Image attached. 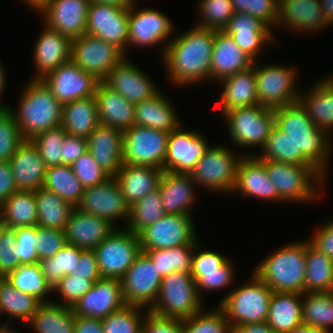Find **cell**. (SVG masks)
<instances>
[{
	"label": "cell",
	"instance_id": "1",
	"mask_svg": "<svg viewBox=\"0 0 333 333\" xmlns=\"http://www.w3.org/2000/svg\"><path fill=\"white\" fill-rule=\"evenodd\" d=\"M215 31L195 25L177 37L172 36L162 56L172 86L185 87L210 80Z\"/></svg>",
	"mask_w": 333,
	"mask_h": 333
},
{
	"label": "cell",
	"instance_id": "2",
	"mask_svg": "<svg viewBox=\"0 0 333 333\" xmlns=\"http://www.w3.org/2000/svg\"><path fill=\"white\" fill-rule=\"evenodd\" d=\"M275 124L294 142V165L314 166L327 176L332 136L316 127L299 102L274 109Z\"/></svg>",
	"mask_w": 333,
	"mask_h": 333
},
{
	"label": "cell",
	"instance_id": "3",
	"mask_svg": "<svg viewBox=\"0 0 333 333\" xmlns=\"http://www.w3.org/2000/svg\"><path fill=\"white\" fill-rule=\"evenodd\" d=\"M20 92L19 102L14 115L16 123L25 140L37 134L61 126L63 105L53 96L50 88L42 79H31Z\"/></svg>",
	"mask_w": 333,
	"mask_h": 333
},
{
	"label": "cell",
	"instance_id": "4",
	"mask_svg": "<svg viewBox=\"0 0 333 333\" xmlns=\"http://www.w3.org/2000/svg\"><path fill=\"white\" fill-rule=\"evenodd\" d=\"M307 240L276 248L255 266L253 273L274 292L304 294Z\"/></svg>",
	"mask_w": 333,
	"mask_h": 333
},
{
	"label": "cell",
	"instance_id": "5",
	"mask_svg": "<svg viewBox=\"0 0 333 333\" xmlns=\"http://www.w3.org/2000/svg\"><path fill=\"white\" fill-rule=\"evenodd\" d=\"M250 278L229 290L218 303L232 331L243 324L267 321L273 290L253 272Z\"/></svg>",
	"mask_w": 333,
	"mask_h": 333
},
{
	"label": "cell",
	"instance_id": "6",
	"mask_svg": "<svg viewBox=\"0 0 333 333\" xmlns=\"http://www.w3.org/2000/svg\"><path fill=\"white\" fill-rule=\"evenodd\" d=\"M269 179L274 183L279 197L290 203H312L325 184V176L314 166L294 165L273 160H261ZM318 191V192H317Z\"/></svg>",
	"mask_w": 333,
	"mask_h": 333
},
{
	"label": "cell",
	"instance_id": "7",
	"mask_svg": "<svg viewBox=\"0 0 333 333\" xmlns=\"http://www.w3.org/2000/svg\"><path fill=\"white\" fill-rule=\"evenodd\" d=\"M202 299L192 275L174 271L162 278L158 297L149 311L183 320L204 309Z\"/></svg>",
	"mask_w": 333,
	"mask_h": 333
},
{
	"label": "cell",
	"instance_id": "8",
	"mask_svg": "<svg viewBox=\"0 0 333 333\" xmlns=\"http://www.w3.org/2000/svg\"><path fill=\"white\" fill-rule=\"evenodd\" d=\"M236 154V155H235ZM239 154V155H238ZM244 155L226 146H212L204 152L190 173L197 186L211 193L231 194L235 188L237 169Z\"/></svg>",
	"mask_w": 333,
	"mask_h": 333
},
{
	"label": "cell",
	"instance_id": "9",
	"mask_svg": "<svg viewBox=\"0 0 333 333\" xmlns=\"http://www.w3.org/2000/svg\"><path fill=\"white\" fill-rule=\"evenodd\" d=\"M222 116L226 121L231 142L241 150L243 147L245 150L249 147L262 149L275 126L274 109L260 104L231 109Z\"/></svg>",
	"mask_w": 333,
	"mask_h": 333
},
{
	"label": "cell",
	"instance_id": "10",
	"mask_svg": "<svg viewBox=\"0 0 333 333\" xmlns=\"http://www.w3.org/2000/svg\"><path fill=\"white\" fill-rule=\"evenodd\" d=\"M258 62L260 59L255 61L258 104L276 109L297 103L301 91L296 79L297 69L282 64L262 65Z\"/></svg>",
	"mask_w": 333,
	"mask_h": 333
},
{
	"label": "cell",
	"instance_id": "11",
	"mask_svg": "<svg viewBox=\"0 0 333 333\" xmlns=\"http://www.w3.org/2000/svg\"><path fill=\"white\" fill-rule=\"evenodd\" d=\"M118 227L93 251L102 278L121 279L142 252L139 235Z\"/></svg>",
	"mask_w": 333,
	"mask_h": 333
},
{
	"label": "cell",
	"instance_id": "12",
	"mask_svg": "<svg viewBox=\"0 0 333 333\" xmlns=\"http://www.w3.org/2000/svg\"><path fill=\"white\" fill-rule=\"evenodd\" d=\"M168 132L133 125L123 131V164L164 169Z\"/></svg>",
	"mask_w": 333,
	"mask_h": 333
},
{
	"label": "cell",
	"instance_id": "13",
	"mask_svg": "<svg viewBox=\"0 0 333 333\" xmlns=\"http://www.w3.org/2000/svg\"><path fill=\"white\" fill-rule=\"evenodd\" d=\"M138 2L129 7V40L130 47H151L162 45L161 56L175 31L172 20L156 8H137ZM174 28V29H173Z\"/></svg>",
	"mask_w": 333,
	"mask_h": 333
},
{
	"label": "cell",
	"instance_id": "14",
	"mask_svg": "<svg viewBox=\"0 0 333 333\" xmlns=\"http://www.w3.org/2000/svg\"><path fill=\"white\" fill-rule=\"evenodd\" d=\"M126 54L117 46L89 34L72 40L71 60L102 82Z\"/></svg>",
	"mask_w": 333,
	"mask_h": 333
},
{
	"label": "cell",
	"instance_id": "15",
	"mask_svg": "<svg viewBox=\"0 0 333 333\" xmlns=\"http://www.w3.org/2000/svg\"><path fill=\"white\" fill-rule=\"evenodd\" d=\"M162 278L152 260L141 252L120 279L125 303L149 310L158 297Z\"/></svg>",
	"mask_w": 333,
	"mask_h": 333
},
{
	"label": "cell",
	"instance_id": "16",
	"mask_svg": "<svg viewBox=\"0 0 333 333\" xmlns=\"http://www.w3.org/2000/svg\"><path fill=\"white\" fill-rule=\"evenodd\" d=\"M86 34L117 46L127 57L129 7L91 1L88 8Z\"/></svg>",
	"mask_w": 333,
	"mask_h": 333
},
{
	"label": "cell",
	"instance_id": "17",
	"mask_svg": "<svg viewBox=\"0 0 333 333\" xmlns=\"http://www.w3.org/2000/svg\"><path fill=\"white\" fill-rule=\"evenodd\" d=\"M188 214H166L140 234L141 250L191 245L197 240L195 222Z\"/></svg>",
	"mask_w": 333,
	"mask_h": 333
},
{
	"label": "cell",
	"instance_id": "18",
	"mask_svg": "<svg viewBox=\"0 0 333 333\" xmlns=\"http://www.w3.org/2000/svg\"><path fill=\"white\" fill-rule=\"evenodd\" d=\"M76 208L102 217L116 228L117 220H125L127 226L130 217V205L126 202L114 177H110L96 186L84 188Z\"/></svg>",
	"mask_w": 333,
	"mask_h": 333
},
{
	"label": "cell",
	"instance_id": "19",
	"mask_svg": "<svg viewBox=\"0 0 333 333\" xmlns=\"http://www.w3.org/2000/svg\"><path fill=\"white\" fill-rule=\"evenodd\" d=\"M91 0H46L36 12L47 27L71 40L86 34L88 8Z\"/></svg>",
	"mask_w": 333,
	"mask_h": 333
},
{
	"label": "cell",
	"instance_id": "20",
	"mask_svg": "<svg viewBox=\"0 0 333 333\" xmlns=\"http://www.w3.org/2000/svg\"><path fill=\"white\" fill-rule=\"evenodd\" d=\"M42 80L62 105L94 96L100 82L71 59L48 73Z\"/></svg>",
	"mask_w": 333,
	"mask_h": 333
},
{
	"label": "cell",
	"instance_id": "21",
	"mask_svg": "<svg viewBox=\"0 0 333 333\" xmlns=\"http://www.w3.org/2000/svg\"><path fill=\"white\" fill-rule=\"evenodd\" d=\"M183 127L181 125L169 133L164 171L190 174L209 147L202 131L199 133Z\"/></svg>",
	"mask_w": 333,
	"mask_h": 333
},
{
	"label": "cell",
	"instance_id": "22",
	"mask_svg": "<svg viewBox=\"0 0 333 333\" xmlns=\"http://www.w3.org/2000/svg\"><path fill=\"white\" fill-rule=\"evenodd\" d=\"M125 305L121 280L101 278L73 305L72 310L76 316L103 319Z\"/></svg>",
	"mask_w": 333,
	"mask_h": 333
},
{
	"label": "cell",
	"instance_id": "23",
	"mask_svg": "<svg viewBox=\"0 0 333 333\" xmlns=\"http://www.w3.org/2000/svg\"><path fill=\"white\" fill-rule=\"evenodd\" d=\"M102 82L134 105L151 98L160 91L147 74L137 65L132 64L128 57L118 63Z\"/></svg>",
	"mask_w": 333,
	"mask_h": 333
},
{
	"label": "cell",
	"instance_id": "24",
	"mask_svg": "<svg viewBox=\"0 0 333 333\" xmlns=\"http://www.w3.org/2000/svg\"><path fill=\"white\" fill-rule=\"evenodd\" d=\"M254 197L268 202L284 201L279 197L274 183L269 179L264 163L256 155H244L239 162L236 184L232 193Z\"/></svg>",
	"mask_w": 333,
	"mask_h": 333
},
{
	"label": "cell",
	"instance_id": "25",
	"mask_svg": "<svg viewBox=\"0 0 333 333\" xmlns=\"http://www.w3.org/2000/svg\"><path fill=\"white\" fill-rule=\"evenodd\" d=\"M273 29L259 18L235 12L224 31L231 36L239 48L254 61L261 58L263 47L273 43ZM260 56V57H258Z\"/></svg>",
	"mask_w": 333,
	"mask_h": 333
},
{
	"label": "cell",
	"instance_id": "26",
	"mask_svg": "<svg viewBox=\"0 0 333 333\" xmlns=\"http://www.w3.org/2000/svg\"><path fill=\"white\" fill-rule=\"evenodd\" d=\"M275 27L306 33H317L323 30L327 27V23L320 0H278V17Z\"/></svg>",
	"mask_w": 333,
	"mask_h": 333
},
{
	"label": "cell",
	"instance_id": "27",
	"mask_svg": "<svg viewBox=\"0 0 333 333\" xmlns=\"http://www.w3.org/2000/svg\"><path fill=\"white\" fill-rule=\"evenodd\" d=\"M115 229L116 227L108 220L74 207L64 232L67 244L84 250H93Z\"/></svg>",
	"mask_w": 333,
	"mask_h": 333
},
{
	"label": "cell",
	"instance_id": "28",
	"mask_svg": "<svg viewBox=\"0 0 333 333\" xmlns=\"http://www.w3.org/2000/svg\"><path fill=\"white\" fill-rule=\"evenodd\" d=\"M34 45L33 61L35 75L31 79H42L48 73L71 58L72 40L45 24Z\"/></svg>",
	"mask_w": 333,
	"mask_h": 333
},
{
	"label": "cell",
	"instance_id": "29",
	"mask_svg": "<svg viewBox=\"0 0 333 333\" xmlns=\"http://www.w3.org/2000/svg\"><path fill=\"white\" fill-rule=\"evenodd\" d=\"M197 187L191 174L164 171L158 187L164 212L171 215H192L195 200L198 198Z\"/></svg>",
	"mask_w": 333,
	"mask_h": 333
},
{
	"label": "cell",
	"instance_id": "30",
	"mask_svg": "<svg viewBox=\"0 0 333 333\" xmlns=\"http://www.w3.org/2000/svg\"><path fill=\"white\" fill-rule=\"evenodd\" d=\"M87 150L99 166L114 177L123 165V131L99 124L87 138Z\"/></svg>",
	"mask_w": 333,
	"mask_h": 333
},
{
	"label": "cell",
	"instance_id": "31",
	"mask_svg": "<svg viewBox=\"0 0 333 333\" xmlns=\"http://www.w3.org/2000/svg\"><path fill=\"white\" fill-rule=\"evenodd\" d=\"M254 62L224 30L215 31L210 66L211 82L213 80L218 82L225 77L245 70Z\"/></svg>",
	"mask_w": 333,
	"mask_h": 333
},
{
	"label": "cell",
	"instance_id": "32",
	"mask_svg": "<svg viewBox=\"0 0 333 333\" xmlns=\"http://www.w3.org/2000/svg\"><path fill=\"white\" fill-rule=\"evenodd\" d=\"M19 191H36L43 186L46 165L31 140H25L10 159Z\"/></svg>",
	"mask_w": 333,
	"mask_h": 333
},
{
	"label": "cell",
	"instance_id": "33",
	"mask_svg": "<svg viewBox=\"0 0 333 333\" xmlns=\"http://www.w3.org/2000/svg\"><path fill=\"white\" fill-rule=\"evenodd\" d=\"M217 83H220V87L223 86L217 104L221 115L231 109L258 104L255 62L249 68L225 77Z\"/></svg>",
	"mask_w": 333,
	"mask_h": 333
},
{
	"label": "cell",
	"instance_id": "34",
	"mask_svg": "<svg viewBox=\"0 0 333 333\" xmlns=\"http://www.w3.org/2000/svg\"><path fill=\"white\" fill-rule=\"evenodd\" d=\"M321 79L308 92H300L298 102L316 127L333 135V76Z\"/></svg>",
	"mask_w": 333,
	"mask_h": 333
},
{
	"label": "cell",
	"instance_id": "35",
	"mask_svg": "<svg viewBox=\"0 0 333 333\" xmlns=\"http://www.w3.org/2000/svg\"><path fill=\"white\" fill-rule=\"evenodd\" d=\"M176 110L170 98L159 91L135 105L134 125L170 133L182 125Z\"/></svg>",
	"mask_w": 333,
	"mask_h": 333
},
{
	"label": "cell",
	"instance_id": "36",
	"mask_svg": "<svg viewBox=\"0 0 333 333\" xmlns=\"http://www.w3.org/2000/svg\"><path fill=\"white\" fill-rule=\"evenodd\" d=\"M100 124L117 128L121 131L134 125L135 105L118 92L99 82L95 92Z\"/></svg>",
	"mask_w": 333,
	"mask_h": 333
},
{
	"label": "cell",
	"instance_id": "37",
	"mask_svg": "<svg viewBox=\"0 0 333 333\" xmlns=\"http://www.w3.org/2000/svg\"><path fill=\"white\" fill-rule=\"evenodd\" d=\"M164 169L123 164L114 176L126 202L132 206L159 187Z\"/></svg>",
	"mask_w": 333,
	"mask_h": 333
},
{
	"label": "cell",
	"instance_id": "38",
	"mask_svg": "<svg viewBox=\"0 0 333 333\" xmlns=\"http://www.w3.org/2000/svg\"><path fill=\"white\" fill-rule=\"evenodd\" d=\"M266 322L276 333H288L302 324V294L273 291Z\"/></svg>",
	"mask_w": 333,
	"mask_h": 333
},
{
	"label": "cell",
	"instance_id": "39",
	"mask_svg": "<svg viewBox=\"0 0 333 333\" xmlns=\"http://www.w3.org/2000/svg\"><path fill=\"white\" fill-rule=\"evenodd\" d=\"M99 124L95 96L63 105L61 126L68 135L88 138Z\"/></svg>",
	"mask_w": 333,
	"mask_h": 333
},
{
	"label": "cell",
	"instance_id": "40",
	"mask_svg": "<svg viewBox=\"0 0 333 333\" xmlns=\"http://www.w3.org/2000/svg\"><path fill=\"white\" fill-rule=\"evenodd\" d=\"M34 191H17L0 205V224L8 228L37 226Z\"/></svg>",
	"mask_w": 333,
	"mask_h": 333
},
{
	"label": "cell",
	"instance_id": "41",
	"mask_svg": "<svg viewBox=\"0 0 333 333\" xmlns=\"http://www.w3.org/2000/svg\"><path fill=\"white\" fill-rule=\"evenodd\" d=\"M27 324L36 333H74V313L71 307L42 302Z\"/></svg>",
	"mask_w": 333,
	"mask_h": 333
},
{
	"label": "cell",
	"instance_id": "42",
	"mask_svg": "<svg viewBox=\"0 0 333 333\" xmlns=\"http://www.w3.org/2000/svg\"><path fill=\"white\" fill-rule=\"evenodd\" d=\"M42 302L35 296L17 290L6 277H0V316L8 315L25 325L32 319Z\"/></svg>",
	"mask_w": 333,
	"mask_h": 333
},
{
	"label": "cell",
	"instance_id": "43",
	"mask_svg": "<svg viewBox=\"0 0 333 333\" xmlns=\"http://www.w3.org/2000/svg\"><path fill=\"white\" fill-rule=\"evenodd\" d=\"M34 196L38 214L37 226L64 230L74 207L43 187L36 190Z\"/></svg>",
	"mask_w": 333,
	"mask_h": 333
},
{
	"label": "cell",
	"instance_id": "44",
	"mask_svg": "<svg viewBox=\"0 0 333 333\" xmlns=\"http://www.w3.org/2000/svg\"><path fill=\"white\" fill-rule=\"evenodd\" d=\"M42 187L56 193L73 207L79 203L84 192V187L75 176L71 165L64 164L46 168Z\"/></svg>",
	"mask_w": 333,
	"mask_h": 333
},
{
	"label": "cell",
	"instance_id": "45",
	"mask_svg": "<svg viewBox=\"0 0 333 333\" xmlns=\"http://www.w3.org/2000/svg\"><path fill=\"white\" fill-rule=\"evenodd\" d=\"M333 275V260L307 239L305 292H328Z\"/></svg>",
	"mask_w": 333,
	"mask_h": 333
},
{
	"label": "cell",
	"instance_id": "46",
	"mask_svg": "<svg viewBox=\"0 0 333 333\" xmlns=\"http://www.w3.org/2000/svg\"><path fill=\"white\" fill-rule=\"evenodd\" d=\"M198 241L197 239L191 245H182L174 248L141 251L152 260L162 277L174 271L191 273L192 257Z\"/></svg>",
	"mask_w": 333,
	"mask_h": 333
},
{
	"label": "cell",
	"instance_id": "47",
	"mask_svg": "<svg viewBox=\"0 0 333 333\" xmlns=\"http://www.w3.org/2000/svg\"><path fill=\"white\" fill-rule=\"evenodd\" d=\"M302 322L314 327H333V295L329 292H305L302 294Z\"/></svg>",
	"mask_w": 333,
	"mask_h": 333
},
{
	"label": "cell",
	"instance_id": "48",
	"mask_svg": "<svg viewBox=\"0 0 333 333\" xmlns=\"http://www.w3.org/2000/svg\"><path fill=\"white\" fill-rule=\"evenodd\" d=\"M6 278L17 290L35 296L41 302L53 301L48 298L53 288L44 278L38 263L21 264Z\"/></svg>",
	"mask_w": 333,
	"mask_h": 333
},
{
	"label": "cell",
	"instance_id": "49",
	"mask_svg": "<svg viewBox=\"0 0 333 333\" xmlns=\"http://www.w3.org/2000/svg\"><path fill=\"white\" fill-rule=\"evenodd\" d=\"M159 188L130 206V217L126 227L139 235L145 228L165 216Z\"/></svg>",
	"mask_w": 333,
	"mask_h": 333
},
{
	"label": "cell",
	"instance_id": "50",
	"mask_svg": "<svg viewBox=\"0 0 333 333\" xmlns=\"http://www.w3.org/2000/svg\"><path fill=\"white\" fill-rule=\"evenodd\" d=\"M84 249L66 244L53 257L45 258L38 262L41 272L46 281L53 288L54 285L73 270Z\"/></svg>",
	"mask_w": 333,
	"mask_h": 333
},
{
	"label": "cell",
	"instance_id": "51",
	"mask_svg": "<svg viewBox=\"0 0 333 333\" xmlns=\"http://www.w3.org/2000/svg\"><path fill=\"white\" fill-rule=\"evenodd\" d=\"M197 27L216 31L224 30L235 13L231 0H198Z\"/></svg>",
	"mask_w": 333,
	"mask_h": 333
},
{
	"label": "cell",
	"instance_id": "52",
	"mask_svg": "<svg viewBox=\"0 0 333 333\" xmlns=\"http://www.w3.org/2000/svg\"><path fill=\"white\" fill-rule=\"evenodd\" d=\"M207 308L182 320L183 333H233L224 311Z\"/></svg>",
	"mask_w": 333,
	"mask_h": 333
},
{
	"label": "cell",
	"instance_id": "53",
	"mask_svg": "<svg viewBox=\"0 0 333 333\" xmlns=\"http://www.w3.org/2000/svg\"><path fill=\"white\" fill-rule=\"evenodd\" d=\"M146 308L125 305L101 319L105 333H142V323Z\"/></svg>",
	"mask_w": 333,
	"mask_h": 333
},
{
	"label": "cell",
	"instance_id": "54",
	"mask_svg": "<svg viewBox=\"0 0 333 333\" xmlns=\"http://www.w3.org/2000/svg\"><path fill=\"white\" fill-rule=\"evenodd\" d=\"M261 151L256 154L249 153V155H256L260 160L294 164V142L276 124Z\"/></svg>",
	"mask_w": 333,
	"mask_h": 333
},
{
	"label": "cell",
	"instance_id": "55",
	"mask_svg": "<svg viewBox=\"0 0 333 333\" xmlns=\"http://www.w3.org/2000/svg\"><path fill=\"white\" fill-rule=\"evenodd\" d=\"M67 133L62 126L37 134L31 139L46 167L61 165L62 145Z\"/></svg>",
	"mask_w": 333,
	"mask_h": 333
},
{
	"label": "cell",
	"instance_id": "56",
	"mask_svg": "<svg viewBox=\"0 0 333 333\" xmlns=\"http://www.w3.org/2000/svg\"><path fill=\"white\" fill-rule=\"evenodd\" d=\"M234 267L232 260L228 259L218 270L202 271V275H192L200 297L204 298L203 292L212 293L233 286V280L236 279Z\"/></svg>",
	"mask_w": 333,
	"mask_h": 333
},
{
	"label": "cell",
	"instance_id": "57",
	"mask_svg": "<svg viewBox=\"0 0 333 333\" xmlns=\"http://www.w3.org/2000/svg\"><path fill=\"white\" fill-rule=\"evenodd\" d=\"M25 141L9 109H0V162H8Z\"/></svg>",
	"mask_w": 333,
	"mask_h": 333
},
{
	"label": "cell",
	"instance_id": "58",
	"mask_svg": "<svg viewBox=\"0 0 333 333\" xmlns=\"http://www.w3.org/2000/svg\"><path fill=\"white\" fill-rule=\"evenodd\" d=\"M94 285L92 280L83 279L73 275L63 276L53 287L52 292L59 293L60 301L54 303L73 307Z\"/></svg>",
	"mask_w": 333,
	"mask_h": 333
},
{
	"label": "cell",
	"instance_id": "59",
	"mask_svg": "<svg viewBox=\"0 0 333 333\" xmlns=\"http://www.w3.org/2000/svg\"><path fill=\"white\" fill-rule=\"evenodd\" d=\"M233 9L259 18L271 29L275 28L278 17V0H231Z\"/></svg>",
	"mask_w": 333,
	"mask_h": 333
},
{
	"label": "cell",
	"instance_id": "60",
	"mask_svg": "<svg viewBox=\"0 0 333 333\" xmlns=\"http://www.w3.org/2000/svg\"><path fill=\"white\" fill-rule=\"evenodd\" d=\"M71 167L84 188L96 186L111 177L99 166L88 150Z\"/></svg>",
	"mask_w": 333,
	"mask_h": 333
},
{
	"label": "cell",
	"instance_id": "61",
	"mask_svg": "<svg viewBox=\"0 0 333 333\" xmlns=\"http://www.w3.org/2000/svg\"><path fill=\"white\" fill-rule=\"evenodd\" d=\"M16 244L14 254L19 257L20 264L38 263L36 252L37 226H26L15 228Z\"/></svg>",
	"mask_w": 333,
	"mask_h": 333
},
{
	"label": "cell",
	"instance_id": "62",
	"mask_svg": "<svg viewBox=\"0 0 333 333\" xmlns=\"http://www.w3.org/2000/svg\"><path fill=\"white\" fill-rule=\"evenodd\" d=\"M15 244V229L0 224V277H7L21 265L14 254Z\"/></svg>",
	"mask_w": 333,
	"mask_h": 333
},
{
	"label": "cell",
	"instance_id": "63",
	"mask_svg": "<svg viewBox=\"0 0 333 333\" xmlns=\"http://www.w3.org/2000/svg\"><path fill=\"white\" fill-rule=\"evenodd\" d=\"M37 241L36 252L38 261L53 257L67 244L64 230L40 226H37Z\"/></svg>",
	"mask_w": 333,
	"mask_h": 333
},
{
	"label": "cell",
	"instance_id": "64",
	"mask_svg": "<svg viewBox=\"0 0 333 333\" xmlns=\"http://www.w3.org/2000/svg\"><path fill=\"white\" fill-rule=\"evenodd\" d=\"M200 241L197 242L192 257L191 275H202V271L218 270L228 259L226 255L217 251L202 249Z\"/></svg>",
	"mask_w": 333,
	"mask_h": 333
},
{
	"label": "cell",
	"instance_id": "65",
	"mask_svg": "<svg viewBox=\"0 0 333 333\" xmlns=\"http://www.w3.org/2000/svg\"><path fill=\"white\" fill-rule=\"evenodd\" d=\"M142 333H183L182 320L148 311L142 323Z\"/></svg>",
	"mask_w": 333,
	"mask_h": 333
},
{
	"label": "cell",
	"instance_id": "66",
	"mask_svg": "<svg viewBox=\"0 0 333 333\" xmlns=\"http://www.w3.org/2000/svg\"><path fill=\"white\" fill-rule=\"evenodd\" d=\"M69 275L92 280L94 283L101 279L95 252L93 250H83L75 270L71 271Z\"/></svg>",
	"mask_w": 333,
	"mask_h": 333
},
{
	"label": "cell",
	"instance_id": "67",
	"mask_svg": "<svg viewBox=\"0 0 333 333\" xmlns=\"http://www.w3.org/2000/svg\"><path fill=\"white\" fill-rule=\"evenodd\" d=\"M322 225H319L312 234L309 242L317 248L320 252H323L331 260H333V220L324 221Z\"/></svg>",
	"mask_w": 333,
	"mask_h": 333
},
{
	"label": "cell",
	"instance_id": "68",
	"mask_svg": "<svg viewBox=\"0 0 333 333\" xmlns=\"http://www.w3.org/2000/svg\"><path fill=\"white\" fill-rule=\"evenodd\" d=\"M62 147L61 165H72L87 151V138L67 134Z\"/></svg>",
	"mask_w": 333,
	"mask_h": 333
},
{
	"label": "cell",
	"instance_id": "69",
	"mask_svg": "<svg viewBox=\"0 0 333 333\" xmlns=\"http://www.w3.org/2000/svg\"><path fill=\"white\" fill-rule=\"evenodd\" d=\"M17 191L10 162H0V205Z\"/></svg>",
	"mask_w": 333,
	"mask_h": 333
},
{
	"label": "cell",
	"instance_id": "70",
	"mask_svg": "<svg viewBox=\"0 0 333 333\" xmlns=\"http://www.w3.org/2000/svg\"><path fill=\"white\" fill-rule=\"evenodd\" d=\"M74 333H105L101 319L74 315Z\"/></svg>",
	"mask_w": 333,
	"mask_h": 333
},
{
	"label": "cell",
	"instance_id": "71",
	"mask_svg": "<svg viewBox=\"0 0 333 333\" xmlns=\"http://www.w3.org/2000/svg\"><path fill=\"white\" fill-rule=\"evenodd\" d=\"M233 333H276V332L265 321V322L240 325L233 330Z\"/></svg>",
	"mask_w": 333,
	"mask_h": 333
},
{
	"label": "cell",
	"instance_id": "72",
	"mask_svg": "<svg viewBox=\"0 0 333 333\" xmlns=\"http://www.w3.org/2000/svg\"><path fill=\"white\" fill-rule=\"evenodd\" d=\"M288 333H330L327 329L314 327L308 324H300Z\"/></svg>",
	"mask_w": 333,
	"mask_h": 333
},
{
	"label": "cell",
	"instance_id": "73",
	"mask_svg": "<svg viewBox=\"0 0 333 333\" xmlns=\"http://www.w3.org/2000/svg\"><path fill=\"white\" fill-rule=\"evenodd\" d=\"M327 27L333 25V0H320Z\"/></svg>",
	"mask_w": 333,
	"mask_h": 333
},
{
	"label": "cell",
	"instance_id": "74",
	"mask_svg": "<svg viewBox=\"0 0 333 333\" xmlns=\"http://www.w3.org/2000/svg\"><path fill=\"white\" fill-rule=\"evenodd\" d=\"M4 65H2L1 61H0V97H2V94L4 93V89L6 87V73H5V69L3 68ZM9 105L4 104V103H0V109H8Z\"/></svg>",
	"mask_w": 333,
	"mask_h": 333
},
{
	"label": "cell",
	"instance_id": "75",
	"mask_svg": "<svg viewBox=\"0 0 333 333\" xmlns=\"http://www.w3.org/2000/svg\"><path fill=\"white\" fill-rule=\"evenodd\" d=\"M91 1H95L102 4H113L119 7H130L135 2V0H91Z\"/></svg>",
	"mask_w": 333,
	"mask_h": 333
},
{
	"label": "cell",
	"instance_id": "76",
	"mask_svg": "<svg viewBox=\"0 0 333 333\" xmlns=\"http://www.w3.org/2000/svg\"><path fill=\"white\" fill-rule=\"evenodd\" d=\"M31 8L32 11H36L46 0H20Z\"/></svg>",
	"mask_w": 333,
	"mask_h": 333
},
{
	"label": "cell",
	"instance_id": "77",
	"mask_svg": "<svg viewBox=\"0 0 333 333\" xmlns=\"http://www.w3.org/2000/svg\"><path fill=\"white\" fill-rule=\"evenodd\" d=\"M8 321L5 323L0 324V333H21L13 330L9 324H7ZM5 324V325H4Z\"/></svg>",
	"mask_w": 333,
	"mask_h": 333
},
{
	"label": "cell",
	"instance_id": "78",
	"mask_svg": "<svg viewBox=\"0 0 333 333\" xmlns=\"http://www.w3.org/2000/svg\"><path fill=\"white\" fill-rule=\"evenodd\" d=\"M328 292L333 295V275H332V281H331V285H330V288L328 290Z\"/></svg>",
	"mask_w": 333,
	"mask_h": 333
}]
</instances>
